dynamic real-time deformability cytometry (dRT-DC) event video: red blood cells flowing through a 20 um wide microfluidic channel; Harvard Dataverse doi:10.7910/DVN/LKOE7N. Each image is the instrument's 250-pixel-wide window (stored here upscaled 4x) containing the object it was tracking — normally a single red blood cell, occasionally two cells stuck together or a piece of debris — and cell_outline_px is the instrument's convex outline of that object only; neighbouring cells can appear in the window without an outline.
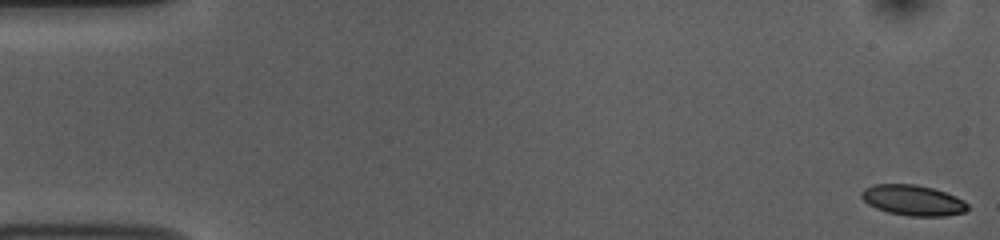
{"species": "common noctule bat (a hibernating species)", "species_latin": "Nyctalus noctula", "temperature_condition": "room temperature", "stored_images_in_passage": 54, "camera_frame_rate_fps": 3000, "um_per_image_px": 0.085, "animal": {"sex": "female", "body_mass_g": 10.0, "forearm_length_mm": 53.1}, "frame": {"image": 1, "passage_image": 1, "time_ms": 0.0, "image_size_px": [1000, 240], "cell_outline_px": [[968, 208], [964, 212], [944, 216], [908, 216], [888, 212], [876, 208], [868, 204], [860, 196], [860, 192], [864, 188], [872, 184], [916, 184], [932, 188], [956, 196], [964, 200], [968, 204]], "centroid_in_image_um": [77.58, 17.02], "position_along_channel_um": 7.4, "area_um2": 18.96}}
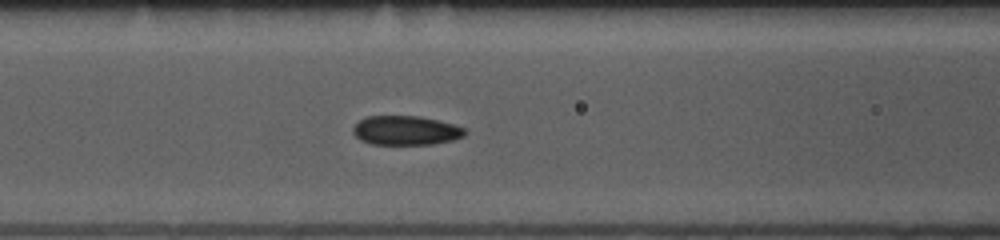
{"frame": {"image": 2, "passage_image": 22, "time_ms": 7.0, "image_size_px": [1000, 240], "cell_outline_px": [[464, 136], [452, 140], [432, 144], [372, 144], [360, 140], [352, 132], [352, 128], [360, 120], [368, 116], [416, 116], [436, 120], [452, 124], [464, 128]], "centroid_in_image_um": [34.45, 11.09], "position_along_channel_um": 132.2, "area_um2": 18.79}}
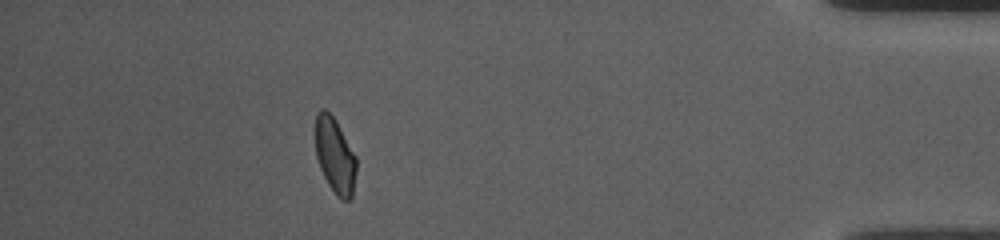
{"frame": {"image": 3, "passage_image": 48, "time_ms": 15.667, "image_size_px": [1000, 240], "cell_outline_px": [[356, 172], [352, 196], [348, 200], [344, 200], [336, 196], [328, 184], [320, 168], [316, 156], [316, 112], [320, 108], [324, 108], [336, 120], [356, 156]], "centroid_in_image_um": [28.47, 13.22], "position_along_channel_um": 406.7, "area_um2": 17.98}, "authors_computed_cell_mechanics": {"area_um2": 19.074, "velocity_mm_per_s": 3.749, "shape_relaxation_time_tau1_ms": 3.2364, "shape_relaxation_time_tau2_ms": 3.2456, "deformation_change_tau1": 0.0864, "deformation_change_tau2": 0.0585}}